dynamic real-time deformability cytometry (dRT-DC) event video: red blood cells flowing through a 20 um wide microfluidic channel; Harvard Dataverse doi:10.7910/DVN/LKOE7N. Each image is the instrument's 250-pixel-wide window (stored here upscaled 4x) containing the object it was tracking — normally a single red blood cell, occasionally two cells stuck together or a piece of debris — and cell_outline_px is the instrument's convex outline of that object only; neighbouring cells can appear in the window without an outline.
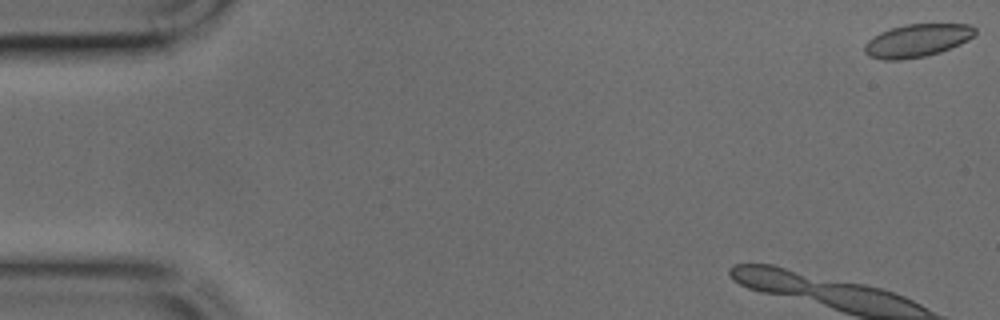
{"species": "common noctule bat (a hibernating species)", "species_latin": "Nyctalus noctula", "temperature_condition": "cold", "stored_images_in_passage": 5, "camera_frame_rate_fps": 3000, "um_per_image_px": 0.085, "animal": {"sex": "male", "body_mass_g": 17.9, "forearm_length_mm": 54.2}, "frame": {"image": 1, "passage_image": 1, "time_ms": 0.0, "image_size_px": [1000, 320], "cell_outline_px": [[976, 32], [968, 40], [960, 44], [940, 52], [924, 56], [900, 60], [884, 60], [868, 56], [864, 52], [864, 44], [872, 36], [880, 32], [904, 24], [972, 24], [976, 28]], "centroid_in_image_um": [77.93, 3.44], "position_along_channel_um": 7.1, "area_um2": 21.27}}